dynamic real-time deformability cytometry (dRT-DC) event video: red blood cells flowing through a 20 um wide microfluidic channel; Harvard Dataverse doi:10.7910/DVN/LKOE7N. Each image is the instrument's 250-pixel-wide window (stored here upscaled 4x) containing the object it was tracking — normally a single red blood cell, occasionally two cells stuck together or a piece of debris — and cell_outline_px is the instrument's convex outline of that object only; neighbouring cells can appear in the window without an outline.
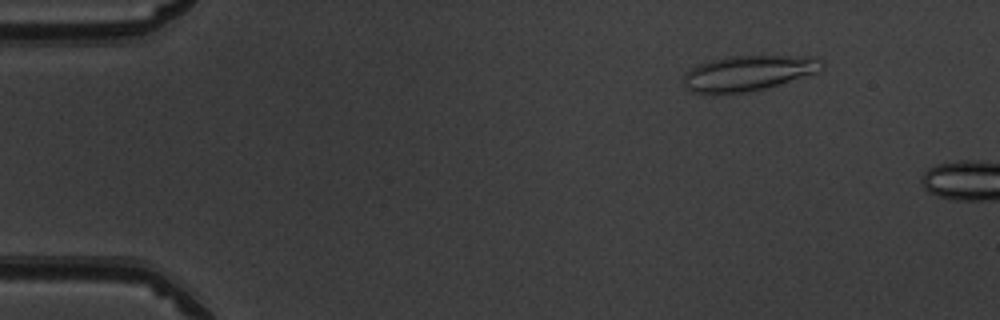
{"species": "common noctule bat (a hibernating species)", "species_latin": "Nyctalus noctula", "temperature_condition": "warm", "stored_images_in_passage": 9, "camera_frame_rate_fps": 3000, "um_per_image_px": 0.085, "animal": {"sex": "male", "body_mass_g": 19.5, "forearm_length_mm": 54.6}, "frame": {"image": 1, "passage_image": 6, "time_ms": 1.667, "image_size_px": [1000, 320], "cell_outline_px": [[824, 64], [816, 72], [764, 88], [748, 92], [712, 96], [692, 92], [684, 84], [684, 72], [700, 64], [712, 60], [732, 56], [816, 56], [824, 60]], "centroid_in_image_um": [63.55, 6.23], "position_along_channel_um": 21.4, "area_um2": 28.55}}